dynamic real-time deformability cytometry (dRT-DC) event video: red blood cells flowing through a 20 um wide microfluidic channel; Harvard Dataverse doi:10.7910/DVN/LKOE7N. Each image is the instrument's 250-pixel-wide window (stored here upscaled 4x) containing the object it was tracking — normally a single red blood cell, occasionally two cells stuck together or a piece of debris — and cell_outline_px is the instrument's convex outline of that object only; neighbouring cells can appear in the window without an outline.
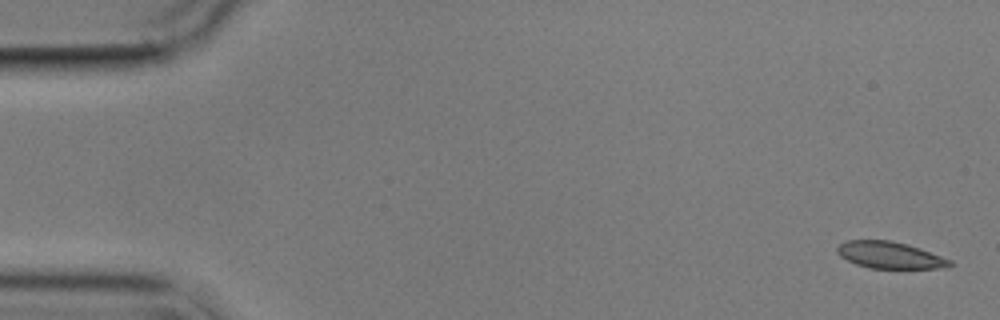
{"species": "common noctule bat (a hibernating species)", "species_latin": "Nyctalus noctula", "temperature_condition": "cold", "stored_images_in_passage": 5, "camera_frame_rate_fps": 3000, "um_per_image_px": 0.085, "animal": {"sex": "male", "body_mass_g": 17.9}, "frame": {"image": 1, "passage_image": 1, "time_ms": 0.0, "image_size_px": [1000, 320], "cell_outline_px": [[956, 264], [936, 268], [868, 268], [856, 264], [840, 256], [836, 252], [836, 248], [840, 244], [848, 240], [892, 240], [908, 244], [920, 248], [952, 260]], "centroid_in_image_um": [75.63, 21.67], "position_along_channel_um": 9.4, "area_um2": 17.57}}
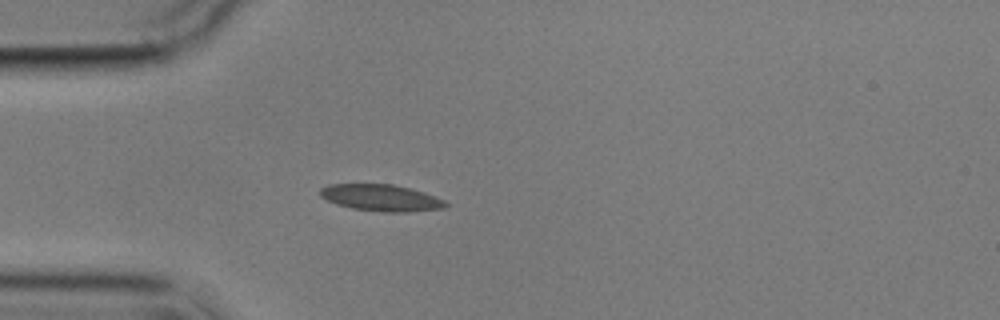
{"frame": {"image": 2, "passage_image": 5, "time_ms": 4.667, "image_size_px": [1000, 320], "cell_outline_px": [[448, 204], [444, 208], [408, 212], [384, 212], [352, 208], [336, 204], [320, 196], [320, 188], [328, 184], [392, 184], [424, 192], [436, 196], [444, 200]], "centroid_in_image_um": [32.39, 16.81], "position_along_channel_um": 52.6, "area_um2": 19.42}}